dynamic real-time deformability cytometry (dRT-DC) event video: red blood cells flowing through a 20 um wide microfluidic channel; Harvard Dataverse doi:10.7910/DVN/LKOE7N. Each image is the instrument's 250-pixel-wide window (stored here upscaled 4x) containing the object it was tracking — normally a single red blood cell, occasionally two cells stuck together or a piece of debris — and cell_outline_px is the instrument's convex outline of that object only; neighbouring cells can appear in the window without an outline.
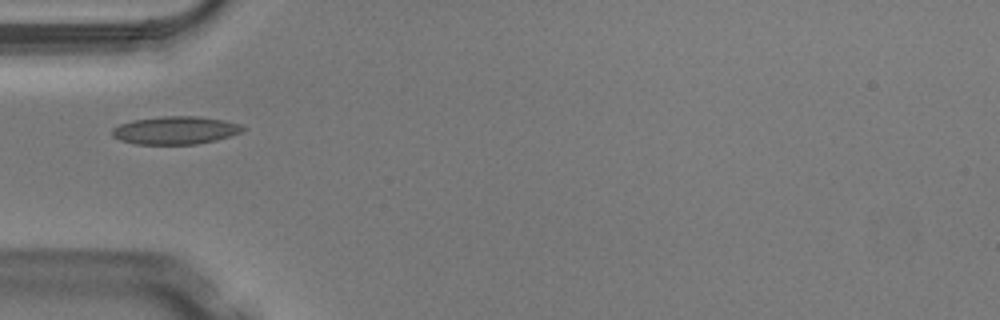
{"species": "Egyptian fruit bat (a non-hibernating species)", "species_latin": "Rousettus aegyptiacus", "temperature_condition": "warm", "stored_images_in_passage": 4, "camera_frame_rate_fps": 3000, "um_per_image_px": 0.085, "animal": {"sex": "male"}, "frame": {"image": 1, "passage_image": 4, "time_ms": 1.0, "image_size_px": [1000, 320], "cell_outline_px": [[248, 128], [240, 132], [216, 140], [196, 144], [136, 144], [120, 140], [112, 136], [112, 128], [120, 124], [132, 120], [164, 116], [200, 116], [224, 120], [240, 124]], "centroid_in_image_um": [14.91, 11.07], "position_along_channel_um": 70.1, "area_um2": 21.27}}